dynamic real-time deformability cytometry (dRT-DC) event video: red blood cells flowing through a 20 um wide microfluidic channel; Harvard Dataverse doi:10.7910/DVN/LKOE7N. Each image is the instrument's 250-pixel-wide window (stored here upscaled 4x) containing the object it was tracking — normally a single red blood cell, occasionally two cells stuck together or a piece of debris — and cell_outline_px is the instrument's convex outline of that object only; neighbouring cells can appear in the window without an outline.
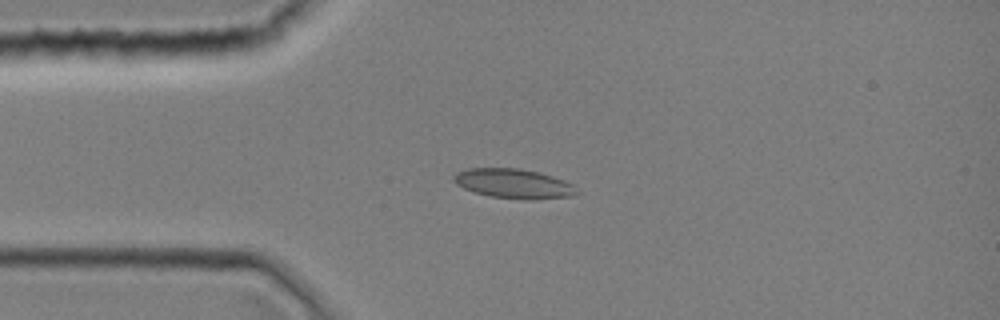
{"species": "common noctule bat (a hibernating species)", "species_latin": "Nyctalus noctula", "temperature_condition": "room temperature", "stored_images_in_passage": 1, "camera_frame_rate_fps": 3000, "um_per_image_px": 0.085, "animal": {"sex": "female", "body_mass_g": 19.0, "forearm_length_mm": 51.5}, "frame": {"image": 1, "passage_image": 1, "time_ms": 0.0, "image_size_px": [1000, 320], "cell_outline_px": [[580, 192], [576, 196], [536, 200], [524, 200], [492, 196], [476, 192], [464, 188], [456, 184], [452, 180], [452, 176], [456, 172], [468, 168], [520, 168], [552, 176], [564, 180], [572, 184]], "centroid_in_image_um": [43.69, 15.62], "position_along_channel_um": 41.3, "area_um2": 21.39}}